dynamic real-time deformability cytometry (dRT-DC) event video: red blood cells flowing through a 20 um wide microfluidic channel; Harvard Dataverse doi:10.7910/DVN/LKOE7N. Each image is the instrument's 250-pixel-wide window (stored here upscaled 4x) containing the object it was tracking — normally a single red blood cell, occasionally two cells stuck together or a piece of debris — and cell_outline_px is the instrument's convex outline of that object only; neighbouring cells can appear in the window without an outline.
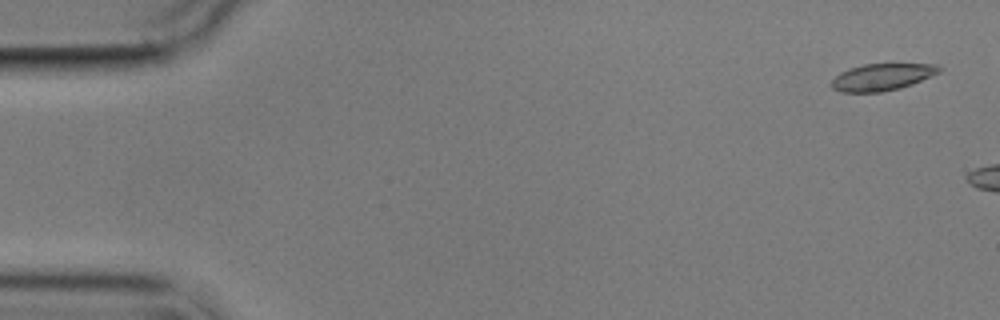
{"species": "common noctule bat (a hibernating species)", "species_latin": "Nyctalus noctula", "temperature_condition": "cold", "stored_images_in_passage": 2, "camera_frame_rate_fps": 3000, "um_per_image_px": 0.085, "animal": {"sex": "male", "body_mass_g": 17.9}, "frame": {"image": 1, "passage_image": 1, "time_ms": 0.0, "image_size_px": [1000, 320], "cell_outline_px": [[944, 68], [940, 72], [912, 84], [900, 88], [880, 92], [840, 92], [832, 88], [832, 80], [840, 72], [848, 68], [864, 64], [936, 64]], "centroid_in_image_um": [74.98, 6.54], "position_along_channel_um": 10.0, "area_um2": 16.88}}